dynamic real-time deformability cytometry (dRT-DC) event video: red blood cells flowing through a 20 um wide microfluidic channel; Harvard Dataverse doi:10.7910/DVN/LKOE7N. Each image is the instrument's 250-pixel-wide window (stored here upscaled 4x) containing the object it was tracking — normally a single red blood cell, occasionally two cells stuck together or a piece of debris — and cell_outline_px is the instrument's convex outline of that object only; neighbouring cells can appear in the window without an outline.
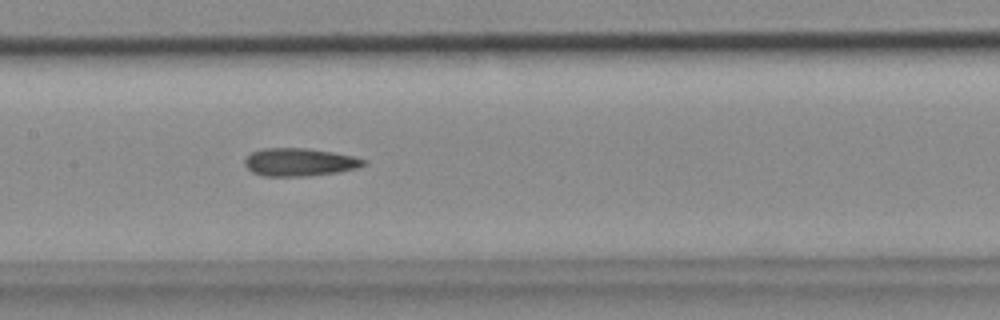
{"species": "common noctule bat (a hibernating species)", "species_latin": "Nyctalus noctula", "temperature_condition": "cold", "stored_images_in_passage": 42, "camera_frame_rate_fps": 3000, "um_per_image_px": 0.085, "animal": {"sex": "female", "body_mass_g": 18.4}, "frame": {"image": 1, "passage_image": 24, "time_ms": 7.667, "image_size_px": [1000, 320], "cell_outline_px": [[368, 160], [364, 164], [356, 168], [336, 172], [308, 176], [264, 176], [252, 172], [244, 164], [244, 160], [252, 152], [264, 148], [304, 148], [332, 152], [352, 156]], "centroid_in_image_um": [25.43, 13.78], "position_along_channel_um": 182.0, "area_um2": 19.13}}
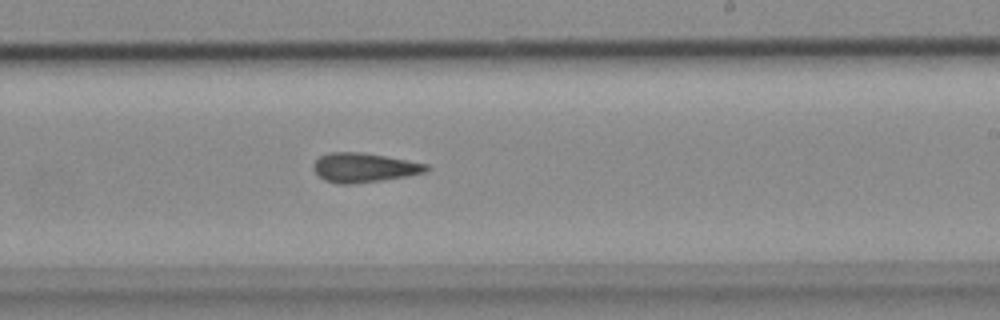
{"frame": {"image": 2, "passage_image": 30, "time_ms": 9.667, "image_size_px": [1000, 320], "cell_outline_px": [[428, 168], [424, 172], [408, 176], [384, 180], [352, 184], [336, 184], [324, 180], [312, 168], [312, 164], [320, 156], [328, 152], [360, 152], [384, 156], [428, 164]], "centroid_in_image_um": [30.9, 14.25], "position_along_channel_um": 258.1, "area_um2": 19.25}}
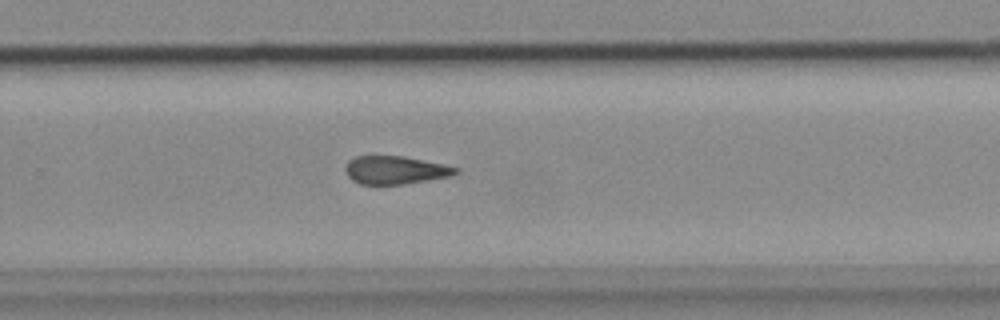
{"frame": {"image": 3, "passage_image": 33, "time_ms": 10.667, "image_size_px": [1000, 320], "cell_outline_px": [[460, 172], [452, 176], [404, 184], [360, 184], [352, 180], [348, 176], [344, 168], [348, 160], [356, 156], [404, 156], [460, 168]], "centroid_in_image_um": [33.6, 14.45], "position_along_channel_um": 296.2, "area_um2": 18.09}}